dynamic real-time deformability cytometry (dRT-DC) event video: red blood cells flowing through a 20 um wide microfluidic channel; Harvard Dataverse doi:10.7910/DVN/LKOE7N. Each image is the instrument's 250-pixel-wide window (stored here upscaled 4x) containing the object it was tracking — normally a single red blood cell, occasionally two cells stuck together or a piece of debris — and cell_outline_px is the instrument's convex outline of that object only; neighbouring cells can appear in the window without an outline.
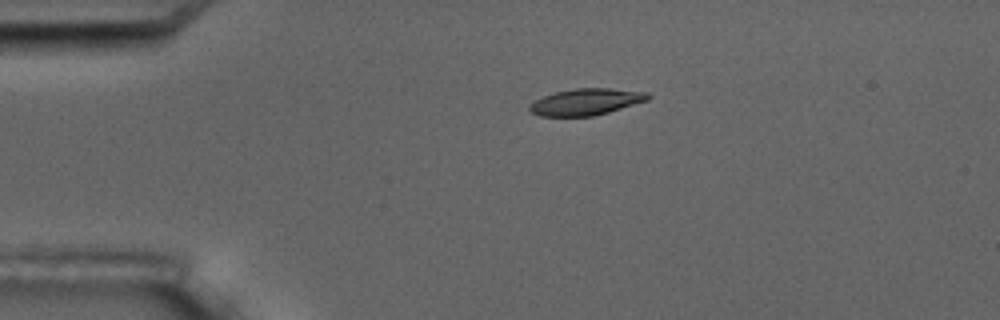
{"species": "common noctule bat (a hibernating species)", "species_latin": "Nyctalus noctula", "temperature_condition": "room temperature", "stored_images_in_passage": 2, "camera_frame_rate_fps": 3000, "um_per_image_px": 0.085, "animal": {"sex": "male", "body_mass_g": 17.5, "forearm_length_mm": 52.3}, "frame": {"image": 1, "passage_image": 1, "time_ms": 0.0, "image_size_px": [1000, 320], "cell_outline_px": [[652, 96], [648, 100], [608, 112], [592, 116], [540, 116], [532, 112], [528, 108], [536, 100], [544, 96], [556, 92], [576, 88], [608, 88], [648, 92]], "centroid_in_image_um": [49.85, 8.65], "position_along_channel_um": 35.1, "area_um2": 18.09}}